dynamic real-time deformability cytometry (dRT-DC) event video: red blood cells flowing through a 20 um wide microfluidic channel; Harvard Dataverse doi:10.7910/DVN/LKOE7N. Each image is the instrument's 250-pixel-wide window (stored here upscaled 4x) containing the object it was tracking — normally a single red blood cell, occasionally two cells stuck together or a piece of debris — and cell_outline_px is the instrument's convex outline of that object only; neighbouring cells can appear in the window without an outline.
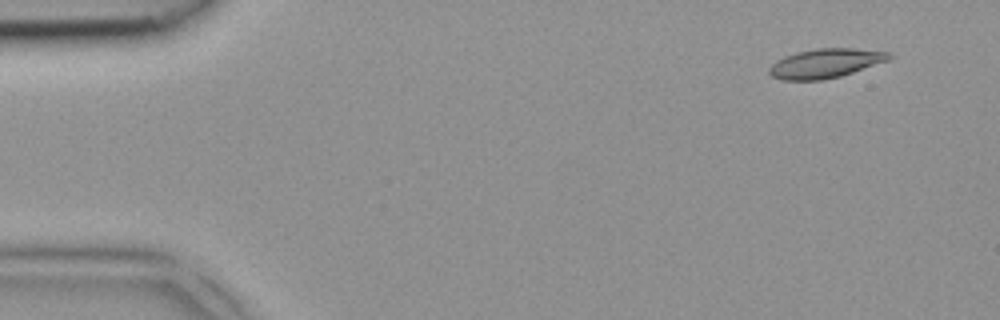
{"species": "common noctule bat (a hibernating species)", "species_latin": "Nyctalus noctula", "temperature_condition": "room temperature", "stored_images_in_passage": 4, "camera_frame_rate_fps": 3000, "um_per_image_px": 0.085, "animal": {"sex": "female", "body_mass_g": 18.4}, "frame": {"image": 1, "passage_image": 1, "time_ms": 0.0, "image_size_px": [1000, 320], "cell_outline_px": [[892, 56], [888, 60], [840, 76], [824, 80], [784, 80], [772, 76], [768, 72], [768, 68], [776, 60], [784, 56], [796, 52], [816, 48], [852, 48], [888, 52]], "centroid_in_image_um": [70.11, 5.38], "position_along_channel_um": 14.9, "area_um2": 20.29}}
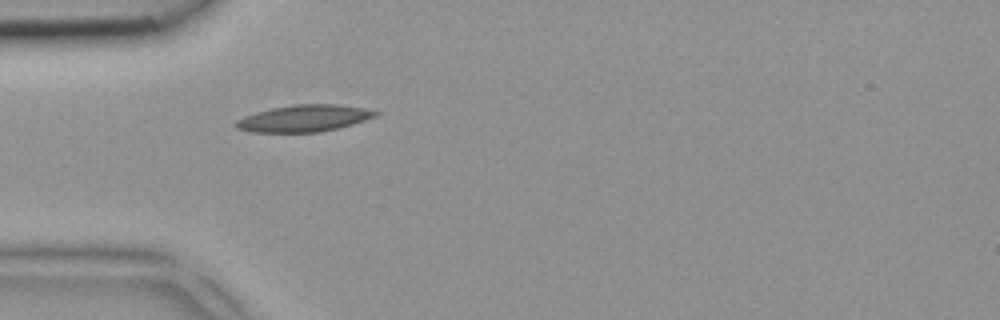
{"frame": {"image": 2, "passage_image": 4, "time_ms": 1.0, "image_size_px": [1000, 320], "cell_outline_px": [[380, 112], [376, 116], [352, 124], [320, 132], [252, 132], [236, 128], [232, 124], [236, 120], [244, 116], [256, 112], [272, 108], [296, 104], [336, 104], [364, 108]], "centroid_in_image_um": [25.8, 10.06], "position_along_channel_um": 59.2, "area_um2": 21.68}}